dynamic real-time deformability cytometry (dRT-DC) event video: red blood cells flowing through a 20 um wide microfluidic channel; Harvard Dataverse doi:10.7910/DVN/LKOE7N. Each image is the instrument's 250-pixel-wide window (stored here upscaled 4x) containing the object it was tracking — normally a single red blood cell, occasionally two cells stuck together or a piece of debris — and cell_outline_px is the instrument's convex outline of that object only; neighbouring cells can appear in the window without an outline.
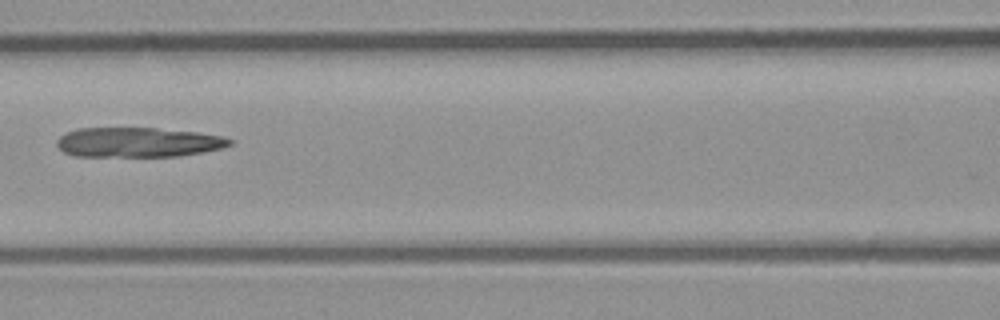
{"species": "common noctule bat (a hibernating species)", "species_latin": "Nyctalus noctula", "temperature_condition": "room temperature", "stored_images_in_passage": 4, "camera_frame_rate_fps": 3000, "um_per_image_px": 0.085, "animal": {"sex": "male", "body_mass_g": 23.1, "forearm_length_mm": 52.7}, "frame": {"image": 1, "passage_image": 3, "time_ms": 0.667, "image_size_px": [1000, 320], "cell_outline_px": [[232, 144], [220, 148], [204, 152], [176, 156], [76, 156], [64, 152], [56, 144], [56, 140], [60, 136], [68, 132], [80, 128], [156, 128], [196, 132], [224, 136], [232, 140]], "centroid_in_image_um": [11.74, 12.09], "position_along_channel_um": 154.9, "area_um2": 29.82}}
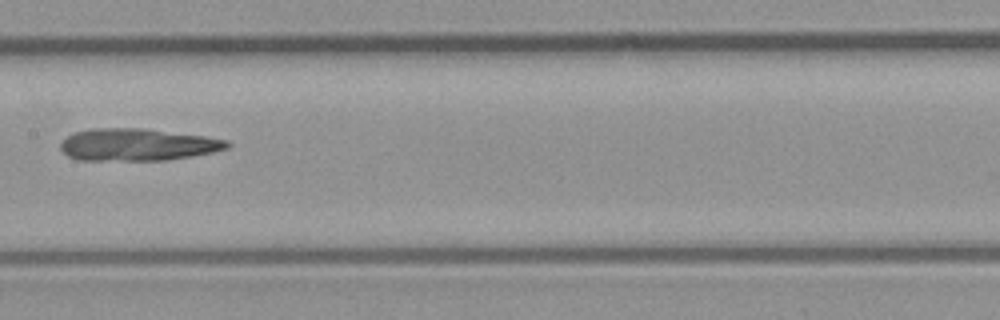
{"frame": {"image": 2, "passage_image": 4, "time_ms": 1.0, "image_size_px": [1000, 320], "cell_outline_px": [[232, 144], [228, 148], [212, 152], [192, 156], [168, 160], [76, 160], [68, 156], [60, 148], [60, 144], [68, 136], [76, 132], [88, 128], [144, 128], [204, 136], [228, 140]], "centroid_in_image_um": [11.69, 12.29], "position_along_channel_um": 195.7, "area_um2": 31.33}}